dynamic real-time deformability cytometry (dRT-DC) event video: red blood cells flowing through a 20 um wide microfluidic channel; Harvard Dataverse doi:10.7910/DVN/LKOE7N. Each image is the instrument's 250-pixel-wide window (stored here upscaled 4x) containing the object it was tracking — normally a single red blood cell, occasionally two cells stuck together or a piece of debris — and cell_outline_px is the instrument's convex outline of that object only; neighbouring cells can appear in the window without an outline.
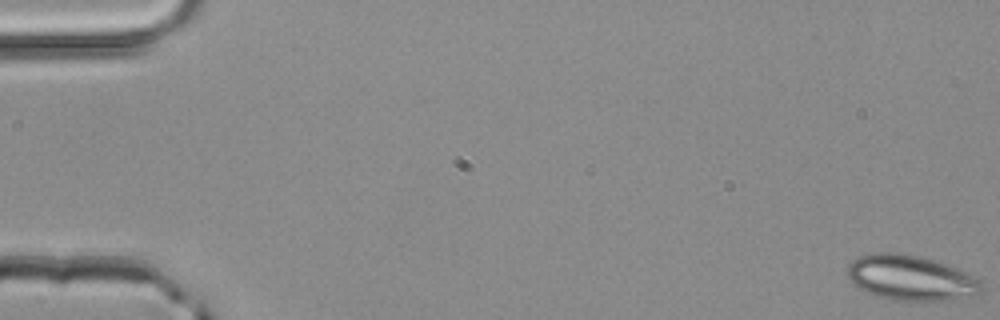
{"species": "common noctule bat (a hibernating species)", "species_latin": "Nyctalus noctula", "temperature_condition": "room temperature", "stored_images_in_passage": 51, "camera_frame_rate_fps": 3000, "um_per_image_px": 0.085, "animal": {"sex": "male", "body_mass_g": 20.4}, "frame": {"image": 1, "passage_image": 1, "time_ms": 0.0, "image_size_px": [1000, 320], "cell_outline_px": [[984, 292], [980, 296], [924, 304], [892, 300], [868, 292], [852, 284], [848, 276], [848, 264], [852, 260], [860, 256], [876, 252], [900, 252], [920, 256], [956, 268], [980, 280], [984, 288]], "centroid_in_image_um": [77.48, 23.67], "position_along_channel_um": 7.5, "area_um2": 36.3}}
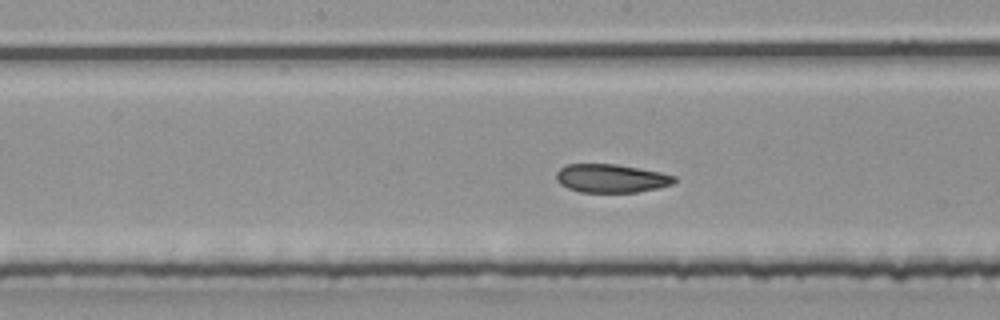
{"frame": {"image": 2, "passage_image": 27, "time_ms": 8.667, "image_size_px": [1000, 320], "cell_outline_px": [[676, 180], [672, 184], [656, 188], [636, 192], [580, 192], [568, 188], [560, 184], [556, 180], [556, 172], [560, 168], [568, 164], [616, 164], [660, 172], [676, 176]], "centroid_in_image_um": [51.93, 15.16], "position_along_channel_um": 196.3, "area_um2": 19.48}}
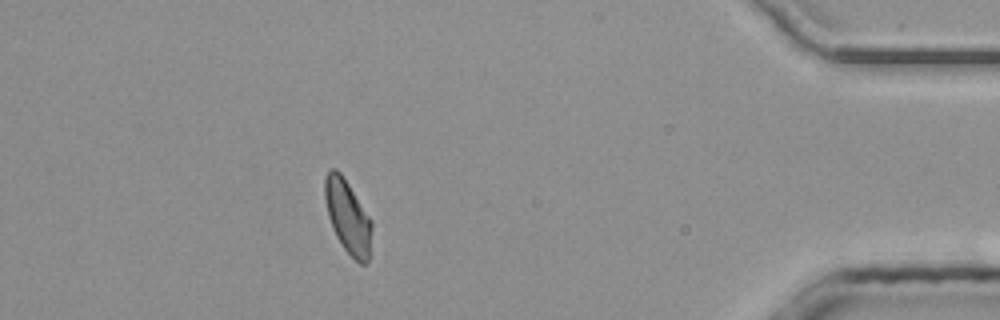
{"frame": {"image": 3, "passage_image": 46, "time_ms": 15.0, "image_size_px": [1000, 320], "cell_outline_px": [[372, 228], [368, 264], [360, 264], [344, 248], [336, 236], [328, 216], [324, 196], [324, 176], [332, 168], [336, 168], [340, 172], [372, 220]], "centroid_in_image_um": [29.56, 18.41], "position_along_channel_um": 405.6, "area_um2": 19.94}, "authors_computed_cell_mechanics": {"area_um2": 20.5768, "velocity_mm_per_s": 4.1105, "shape_relaxation_time_tau1_ms": 11.1274, "shape_relaxation_time_tau2_ms": 2.4062, "deformation_change_tau1": 0.1796, "deformation_change_tau2": 0.0691}}